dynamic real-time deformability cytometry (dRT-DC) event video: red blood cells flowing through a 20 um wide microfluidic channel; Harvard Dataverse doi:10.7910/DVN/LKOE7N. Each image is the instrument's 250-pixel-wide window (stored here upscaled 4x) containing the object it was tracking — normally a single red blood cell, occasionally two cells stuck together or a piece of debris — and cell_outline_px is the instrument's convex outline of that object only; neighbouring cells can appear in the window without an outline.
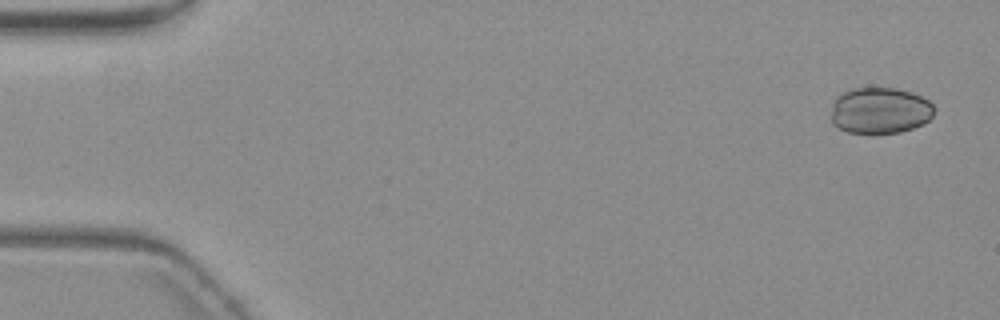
{"species": "common noctule bat (a hibernating species)", "species_latin": "Nyctalus noctula", "temperature_condition": "warm", "stored_images_in_passage": 56, "camera_frame_rate_fps": 3000, "um_per_image_px": 0.085, "animal": {"sex": "female", "body_mass_g": 19.3, "forearm_length_mm": 54.1}, "frame": {"image": 1, "passage_image": 3, "time_ms": 0.667, "image_size_px": [1000, 320], "cell_outline_px": [[936, 108], [932, 116], [924, 124], [900, 132], [848, 132], [832, 124], [832, 104], [836, 96], [852, 88], [896, 88], [912, 92], [928, 100]], "centroid_in_image_um": [74.81, 9.38], "position_along_channel_um": 10.2, "area_um2": 27.74}}
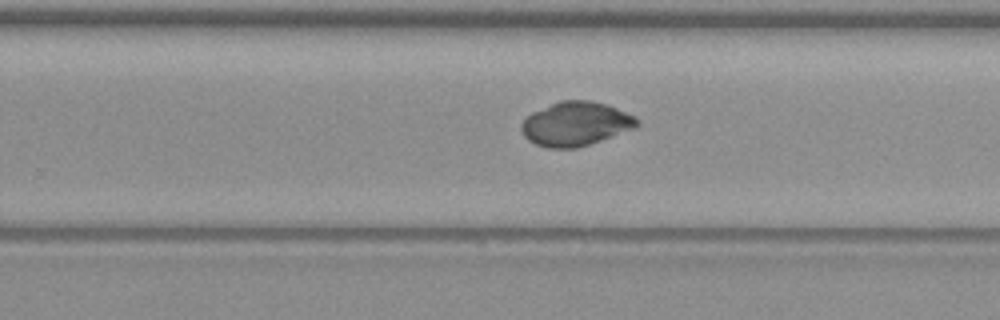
{"frame": {"image": 2, "passage_image": 36, "time_ms": 11.667, "image_size_px": [1000, 320], "cell_outline_px": [[640, 124], [636, 128], [576, 148], [548, 148], [536, 144], [528, 140], [524, 136], [520, 128], [520, 124], [532, 112], [560, 100], [588, 100], [604, 104], [616, 108], [636, 116], [640, 120]], "centroid_in_image_um": [48.94, 10.52], "position_along_channel_um": 280.9, "area_um2": 29.59}}
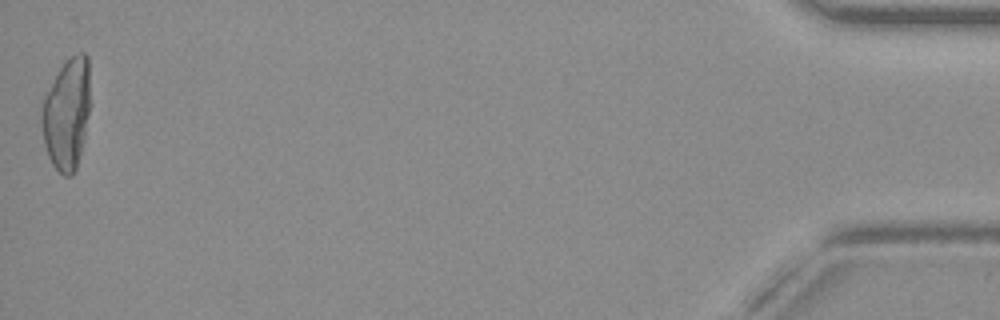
{"frame": {"image": 3, "passage_image": 56, "time_ms": 18.333, "image_size_px": [1000, 320], "cell_outline_px": [[88, 112], [84, 136], [76, 168], [72, 176], [64, 176], [52, 164], [48, 156], [44, 144], [40, 120], [40, 108], [44, 96], [60, 68], [72, 56], [80, 52], [84, 52], [88, 56]], "centroid_in_image_um": [5.63, 9.7], "position_along_channel_um": 429.6, "area_um2": 31.04}, "authors_computed_cell_mechanics": {"area_um2": 29.478, "velocity_mm_per_s": 3.7174, "shape_relaxation_time_tau1_ms": null, "shape_relaxation_time_tau2_ms": 1.7945, "deformation_change_tau1": null, "deformation_change_tau2": 0.0237}}